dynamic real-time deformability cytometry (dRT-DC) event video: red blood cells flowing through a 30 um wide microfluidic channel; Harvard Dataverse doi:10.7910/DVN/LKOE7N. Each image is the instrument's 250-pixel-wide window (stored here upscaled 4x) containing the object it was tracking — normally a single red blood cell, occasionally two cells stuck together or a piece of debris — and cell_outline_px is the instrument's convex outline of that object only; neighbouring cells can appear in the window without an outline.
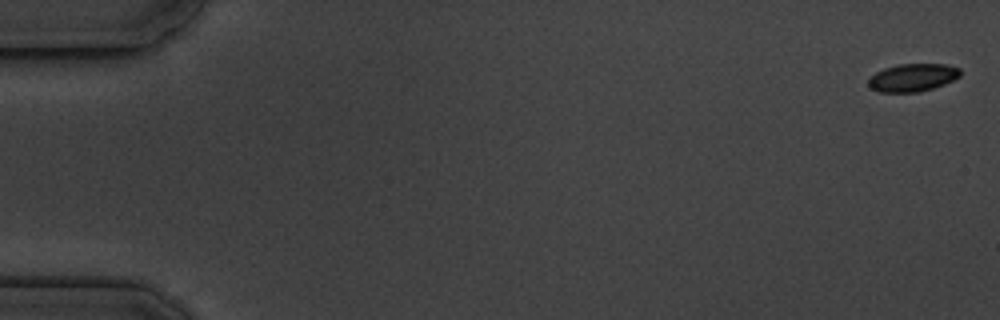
{"species": "common noctule bat (a hibernating species)", "species_latin": "Nyctalus noctula", "temperature_condition": "cold", "stored_images_in_passage": 7, "camera_frame_rate_fps": 3000, "um_per_image_px": 0.085, "animal": {"sex": "male", "body_mass_g": 19.5, "forearm_length_mm": 54.6}, "frame": {"image": 1, "passage_image": 1, "time_ms": 0.0, "image_size_px": [1000, 320], "cell_outline_px": [[960, 76], [944, 84], [920, 92], [880, 92], [872, 88], [868, 84], [868, 80], [876, 72], [884, 68], [900, 64], [944, 64], [960, 68]], "centroid_in_image_um": [77.58, 6.59], "position_along_channel_um": 7.4, "area_um2": 14.74}}
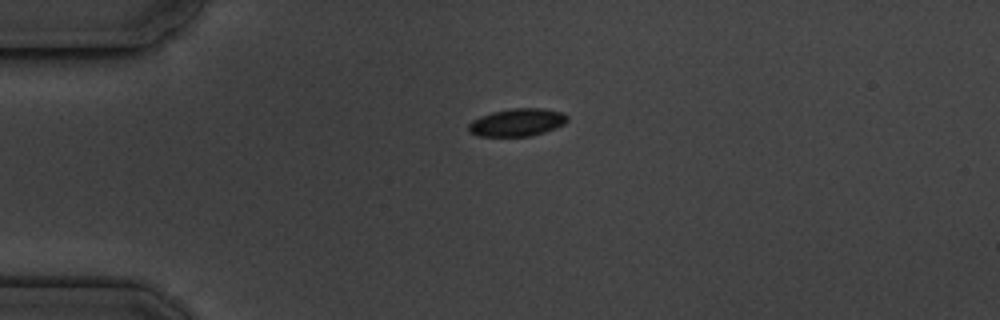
{"frame": {"image": 2, "passage_image": 5, "time_ms": 4.333, "image_size_px": [1000, 320], "cell_outline_px": [[568, 120], [564, 124], [556, 128], [532, 136], [476, 136], [468, 132], [468, 124], [472, 120], [480, 116], [492, 112], [512, 108], [540, 108], [564, 112], [568, 116]], "centroid_in_image_um": [43.95, 10.4], "position_along_channel_um": 41.0, "area_um2": 16.13}}